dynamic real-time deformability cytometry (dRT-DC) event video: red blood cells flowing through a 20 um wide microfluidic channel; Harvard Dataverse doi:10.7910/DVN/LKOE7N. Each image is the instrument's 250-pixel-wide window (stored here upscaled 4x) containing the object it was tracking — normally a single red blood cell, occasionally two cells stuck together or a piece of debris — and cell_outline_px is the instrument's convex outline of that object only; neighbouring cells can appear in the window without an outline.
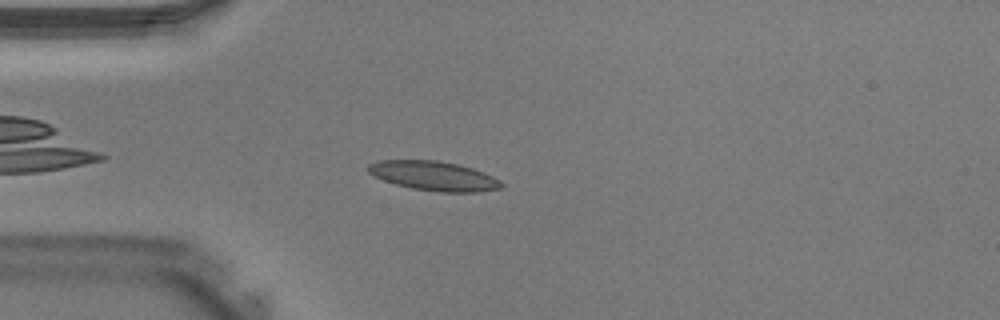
{"species": "Egyptian fruit bat (a non-hibernating species)", "species_latin": "Rousettus aegyptiacus", "temperature_condition": "warm", "stored_images_in_passage": 31, "camera_frame_rate_fps": 3000, "um_per_image_px": 0.085, "animal": {"sex": "male"}, "frame": {"image": 1, "passage_image": 1, "time_ms": 0.0, "image_size_px": [1000, 320], "cell_outline_px": [[504, 188], [476, 192], [440, 192], [412, 188], [396, 184], [372, 176], [368, 172], [368, 164], [380, 160], [436, 160], [460, 164], [484, 172], [500, 180], [504, 184]], "centroid_in_image_um": [36.9, 14.95], "position_along_channel_um": 48.1, "area_um2": 22.95}}
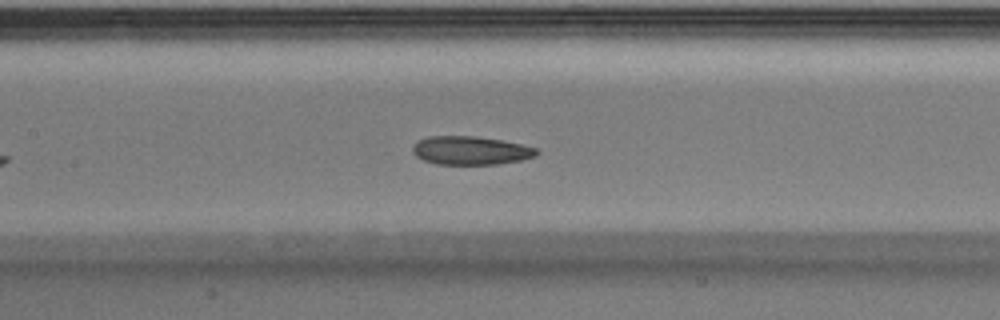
{"frame": {"image": 2, "passage_image": 9, "time_ms": 2.667, "image_size_px": [1000, 320], "cell_outline_px": [[540, 152], [536, 156], [520, 160], [496, 164], [436, 164], [424, 160], [416, 156], [412, 152], [412, 144], [416, 140], [428, 136], [476, 136], [500, 140], [520, 144], [536, 148]], "centroid_in_image_um": [39.95, 12.78], "position_along_channel_um": 167.4, "area_um2": 20.63}}
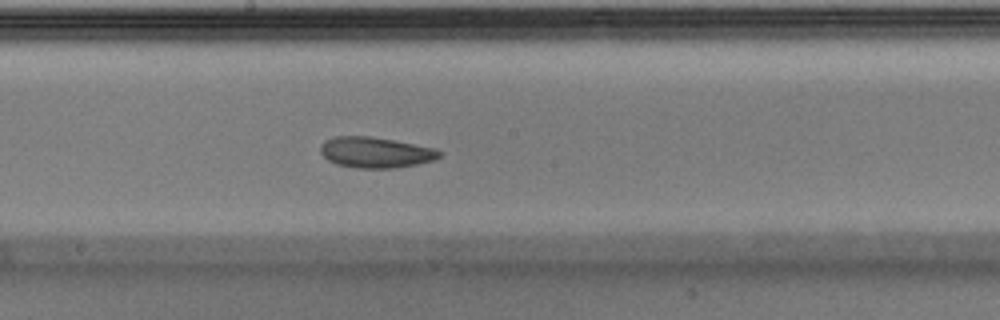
{"frame": {"image": 3, "passage_image": 12, "time_ms": 3.667, "image_size_px": [1000, 320], "cell_outline_px": [[440, 156], [432, 160], [416, 164], [396, 168], [356, 168], [336, 164], [328, 160], [320, 152], [320, 144], [324, 140], [336, 136], [372, 136], [436, 148], [440, 152]], "centroid_in_image_um": [31.88, 12.95], "position_along_channel_um": 216.3, "area_um2": 21.33}}